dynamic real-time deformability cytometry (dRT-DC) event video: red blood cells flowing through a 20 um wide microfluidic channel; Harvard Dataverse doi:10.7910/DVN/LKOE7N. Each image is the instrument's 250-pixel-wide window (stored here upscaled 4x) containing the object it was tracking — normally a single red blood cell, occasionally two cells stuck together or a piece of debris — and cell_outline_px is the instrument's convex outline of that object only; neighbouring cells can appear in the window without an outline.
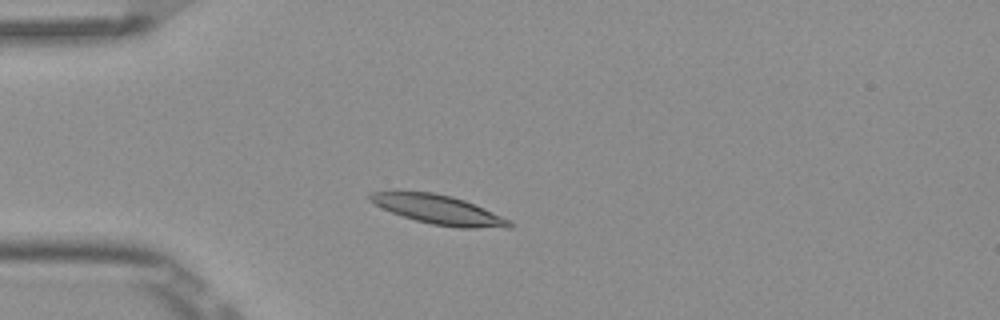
{"species": "Egyptian fruit bat (a non-hibernating species)", "species_latin": "Rousettus aegyptiacus", "temperature_condition": "room temperature", "stored_images_in_passage": 4, "camera_frame_rate_fps": 3000, "um_per_image_px": 0.085, "frame": {"image": 1, "passage_image": 3, "time_ms": 0.667, "image_size_px": [1000, 320], "cell_outline_px": [[516, 224], [512, 228], [460, 228], [432, 224], [416, 220], [392, 212], [368, 200], [368, 192], [432, 192], [452, 196], [464, 200], [512, 220]], "centroid_in_image_um": [37.37, 17.84], "position_along_channel_um": 47.6, "area_um2": 23.52}}